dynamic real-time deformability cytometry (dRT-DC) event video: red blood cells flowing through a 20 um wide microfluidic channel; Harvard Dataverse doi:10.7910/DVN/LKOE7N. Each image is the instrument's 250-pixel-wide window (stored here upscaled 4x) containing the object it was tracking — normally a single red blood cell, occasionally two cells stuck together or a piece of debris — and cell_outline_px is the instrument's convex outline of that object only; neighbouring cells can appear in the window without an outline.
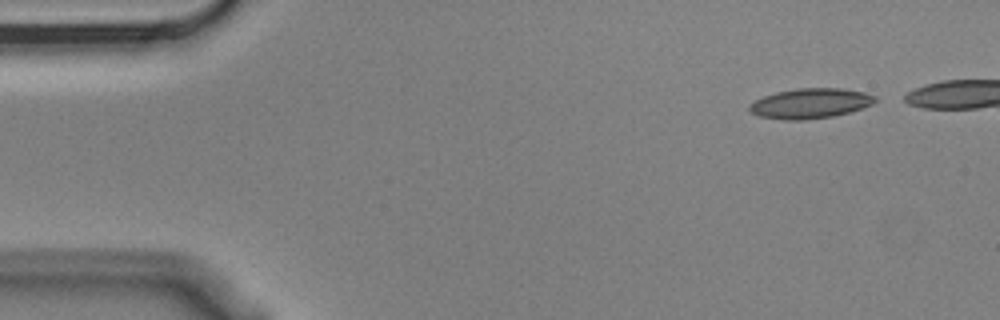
{"species": "Egyptian fruit bat (a non-hibernating species)", "species_latin": "Rousettus aegyptiacus", "temperature_condition": "cold", "stored_images_in_passage": 4, "camera_frame_rate_fps": 3000, "um_per_image_px": 0.085, "animal": {"sex": "male"}, "frame": {"image": 1, "passage_image": 1, "time_ms": 0.0, "image_size_px": [1000, 320], "cell_outline_px": [[876, 100], [872, 104], [848, 112], [832, 116], [800, 120], [784, 120], [760, 116], [752, 112], [748, 108], [748, 104], [764, 96], [776, 92], [796, 88], [840, 88], [864, 92], [876, 96]], "centroid_in_image_um": [68.85, 8.78], "position_along_channel_um": 16.1, "area_um2": 21.79}}